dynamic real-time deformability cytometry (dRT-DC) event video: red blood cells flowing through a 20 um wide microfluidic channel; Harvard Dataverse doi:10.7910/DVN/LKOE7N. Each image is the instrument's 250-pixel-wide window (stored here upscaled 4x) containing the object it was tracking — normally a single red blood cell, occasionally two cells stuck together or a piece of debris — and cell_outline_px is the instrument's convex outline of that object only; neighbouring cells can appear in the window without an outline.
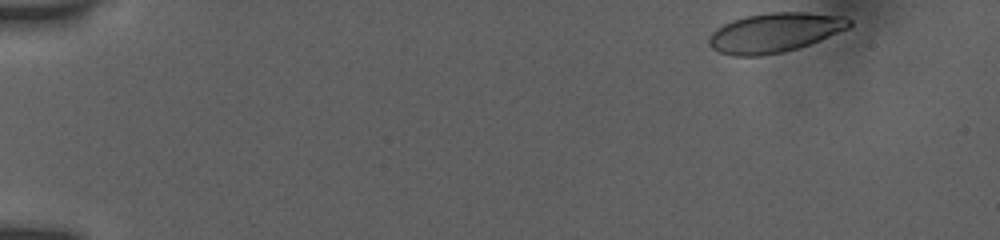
{"species": "human", "species_latin": "Homo sapiens", "temperature_condition": "room temperature", "stored_images_in_passage": 62, "camera_frame_rate_fps": 3000, "um_per_image_px": 0.085, "donor": {"sex": "female"}, "frame": {"image": 1, "passage_image": 1, "time_ms": 0.0, "image_size_px": [1000, 240], "cell_outline_px": [[852, 24], [848, 28], [820, 40], [784, 52], [760, 56], [732, 56], [720, 52], [712, 48], [708, 44], [708, 40], [712, 32], [716, 28], [732, 20], [744, 16], [768, 12], [808, 12], [844, 16], [852, 20]], "centroid_in_image_um": [65.84, 2.76], "position_along_channel_um": 19.2, "area_um2": 32.37}}
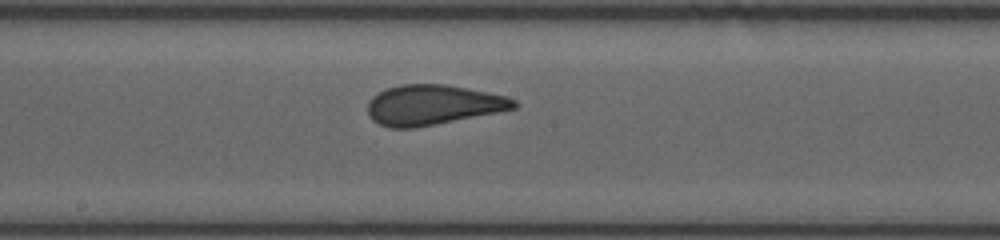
{"frame": {"image": 2, "passage_image": 32, "time_ms": 8.333, "image_size_px": [1000, 240], "cell_outline_px": [[520, 104], [516, 108], [416, 128], [388, 128], [372, 120], [368, 112], [368, 100], [372, 96], [388, 88], [400, 84], [448, 84], [504, 96], [516, 100]], "centroid_in_image_um": [36.77, 8.92], "position_along_channel_um": 211.4, "area_um2": 33.99}}
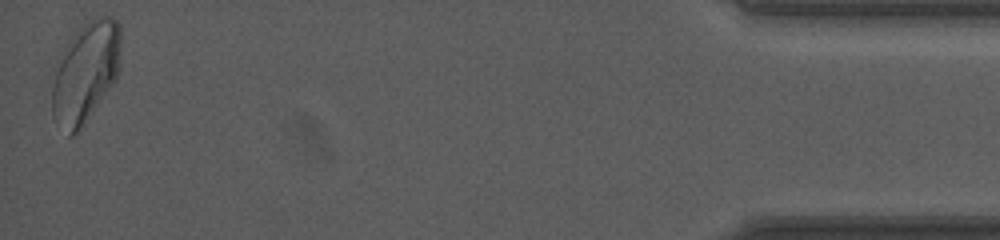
{"frame": {"image": 3, "passage_image": 62, "time_ms": 16.0, "image_size_px": [1000, 240], "cell_outline_px": [[120, 44], [116, 76], [76, 132], [72, 136], [68, 136], [52, 116], [52, 88], [56, 60], [60, 52], [68, 40], [88, 20], [96, 16], [108, 16], [116, 20], [120, 24]], "centroid_in_image_um": [7.21, 6.07], "position_along_channel_um": 428.0, "area_um2": 39.3}, "authors_computed_cell_mechanics": {"area_um2": 34.1598, "velocity_mm_per_s": 3.8656, "shape_relaxation_time_tau1_ms": 5.2113, "shape_relaxation_time_tau2_ms": null, "deformation_change_tau1": 0.1339, "deformation_change_tau2": null}}